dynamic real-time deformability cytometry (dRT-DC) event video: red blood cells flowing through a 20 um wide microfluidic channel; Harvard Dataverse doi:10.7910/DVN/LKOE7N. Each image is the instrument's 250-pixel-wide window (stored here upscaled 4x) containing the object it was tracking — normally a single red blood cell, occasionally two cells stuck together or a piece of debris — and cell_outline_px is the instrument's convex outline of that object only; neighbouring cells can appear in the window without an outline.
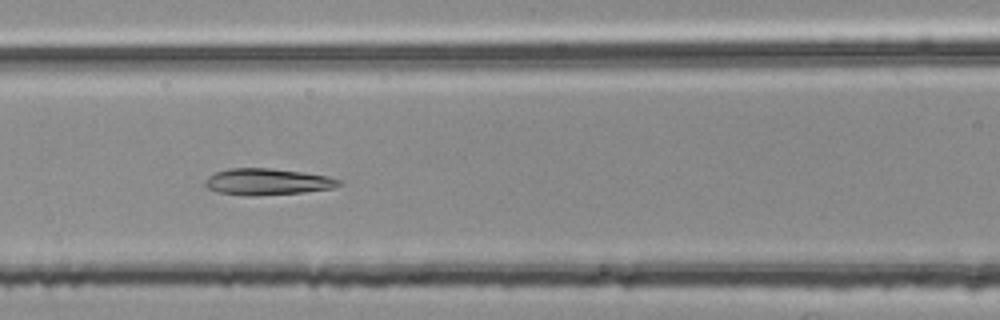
{"species": "common noctule bat (a hibernating species)", "species_latin": "Nyctalus noctula", "temperature_condition": "room temperature", "stored_images_in_passage": 15, "camera_frame_rate_fps": 3000, "um_per_image_px": 0.085, "animal": {"sex": "female", "body_mass_g": 25.1}, "frame": {"image": 1, "passage_image": 9, "time_ms": 2.667, "image_size_px": [1000, 320], "cell_outline_px": [[344, 184], [332, 188], [304, 192], [256, 196], [244, 196], [216, 192], [208, 188], [204, 184], [204, 180], [208, 176], [216, 172], [228, 168], [268, 168], [304, 172], [328, 176], [340, 180]], "centroid_in_image_um": [22.71, 15.45], "position_along_channel_um": 143.9, "area_um2": 20.87}}